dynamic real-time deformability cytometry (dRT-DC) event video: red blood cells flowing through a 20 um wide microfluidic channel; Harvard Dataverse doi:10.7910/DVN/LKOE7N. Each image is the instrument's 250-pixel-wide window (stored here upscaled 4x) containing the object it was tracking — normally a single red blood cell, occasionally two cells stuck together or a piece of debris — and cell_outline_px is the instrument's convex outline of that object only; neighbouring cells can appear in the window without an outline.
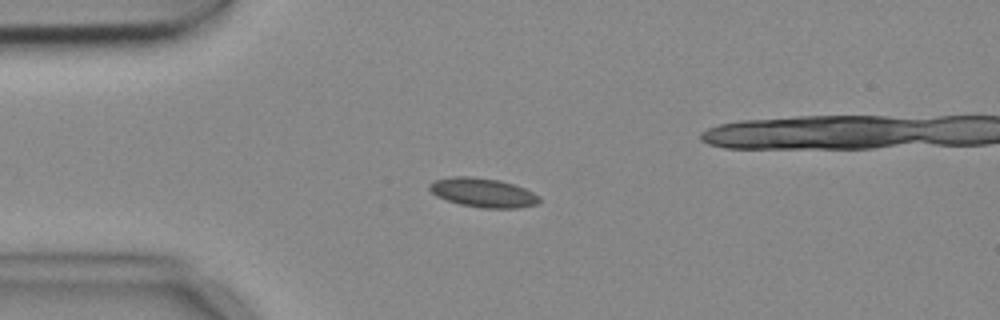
{"species": "common noctule bat (a hibernating species)", "species_latin": "Nyctalus noctula", "temperature_condition": "cold", "stored_images_in_passage": 11, "segment_of_instrument_passage": [1, 2], "camera_frame_rate_fps": 3000, "um_per_image_px": 0.085, "animal": {"sex": "female", "body_mass_g": 18.4}, "frame": {"image": 1, "passage_image": 4, "time_ms": 1.0, "image_size_px": [1000, 320], "cell_outline_px": [[540, 200], [536, 204], [520, 208], [480, 208], [460, 204], [436, 196], [428, 188], [428, 184], [436, 180], [452, 176], [472, 176], [500, 180], [524, 188], [540, 196]], "centroid_in_image_um": [41.05, 16.37], "position_along_channel_um": 44.0, "area_um2": 18.67}}
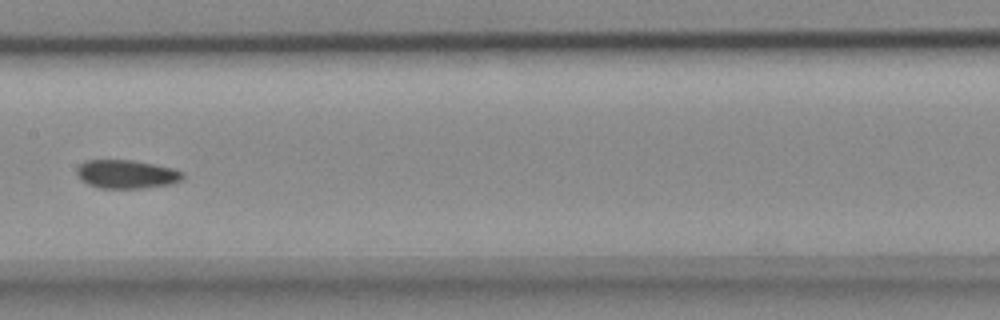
{"frame": {"image": 2, "passage_image": 8, "time_ms": 2.333, "image_size_px": [1000, 320], "cell_outline_px": [[184, 176], [180, 180], [172, 184], [140, 188], [100, 188], [88, 184], [80, 180], [76, 176], [76, 168], [84, 160], [132, 160], [172, 168], [184, 172]], "centroid_in_image_um": [10.71, 14.8], "position_along_channel_um": 196.7, "area_um2": 17.69}}
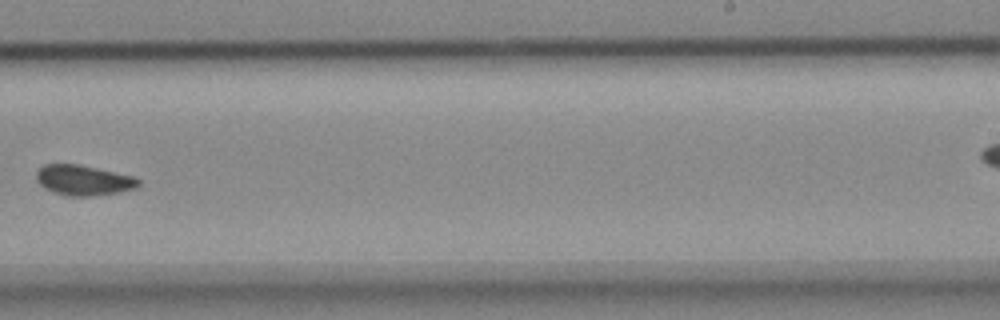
{"frame": {"image": 3, "passage_image": 10, "time_ms": 3.0, "image_size_px": [1000, 320], "cell_outline_px": [[140, 184], [136, 188], [120, 192], [96, 196], [72, 196], [56, 192], [40, 184], [36, 180], [36, 172], [44, 164], [80, 164], [136, 176], [140, 180]], "centroid_in_image_um": [7.17, 15.3], "position_along_channel_um": 281.8, "area_um2": 18.09}}